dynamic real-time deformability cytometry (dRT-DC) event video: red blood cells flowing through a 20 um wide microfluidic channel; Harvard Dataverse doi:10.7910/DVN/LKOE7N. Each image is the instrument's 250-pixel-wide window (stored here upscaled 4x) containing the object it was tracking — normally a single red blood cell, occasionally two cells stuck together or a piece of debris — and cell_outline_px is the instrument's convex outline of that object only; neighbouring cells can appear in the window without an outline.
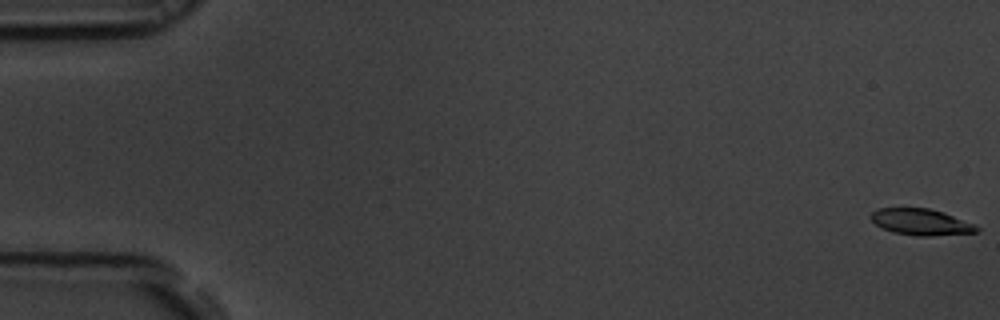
{"species": "common noctule bat (a hibernating species)", "species_latin": "Nyctalus noctula", "temperature_condition": "room temperature", "stored_images_in_passage": 55, "camera_frame_rate_fps": 3000, "um_per_image_px": 0.085, "animal": {"sex": "male", "body_mass_g": 19.5, "forearm_length_mm": 54.6}, "frame": {"image": 1, "passage_image": 1, "time_ms": 0.0, "image_size_px": [1000, 320], "cell_outline_px": [[980, 228], [976, 232], [928, 236], [916, 236], [892, 232], [880, 228], [868, 216], [872, 212], [880, 208], [928, 208], [944, 212], [976, 224]], "centroid_in_image_um": [78.27, 18.87], "position_along_channel_um": 6.7, "area_um2": 16.36}}
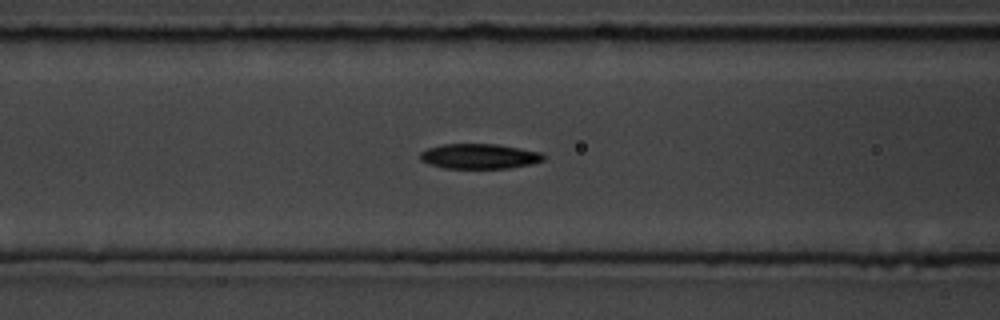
{"frame": {"image": 2, "passage_image": 23, "time_ms": 7.333, "image_size_px": [1000, 320], "cell_outline_px": [[544, 160], [532, 164], [508, 168], [444, 168], [428, 164], [420, 160], [420, 152], [428, 148], [444, 144], [496, 144], [520, 148], [540, 152], [544, 156]], "centroid_in_image_um": [40.73, 13.28], "position_along_channel_um": 125.9, "area_um2": 17.98}}
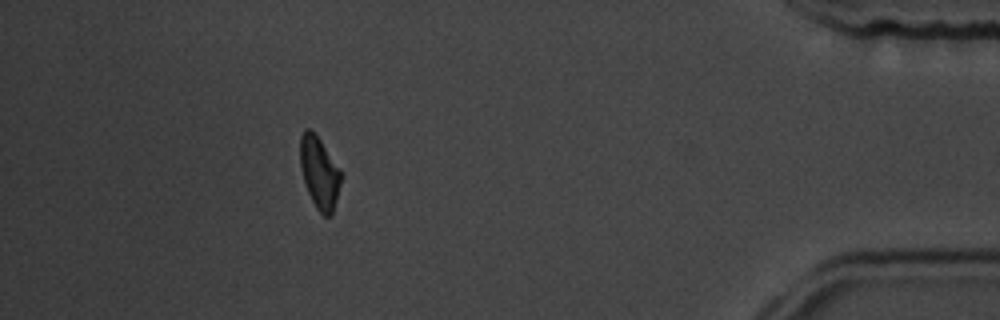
{"frame": {"image": 3, "passage_image": 50, "time_ms": 16.333, "image_size_px": [1000, 320], "cell_outline_px": [[344, 176], [332, 212], [328, 216], [324, 216], [316, 208], [308, 192], [304, 180], [300, 164], [300, 136], [304, 128], [308, 128], [320, 140], [340, 168]], "centroid_in_image_um": [27.17, 14.67], "position_along_channel_um": 408.0, "area_um2": 17.05}, "authors_computed_cell_mechanics": {"area_um2": 17.5134, "velocity_mm_per_s": 3.7231, "shape_relaxation_time_tau1_ms": 3.4013, "shape_relaxation_time_tau2_ms": 2.5211, "deformation_change_tau1": 0.1368, "deformation_change_tau2": 0.0845}}